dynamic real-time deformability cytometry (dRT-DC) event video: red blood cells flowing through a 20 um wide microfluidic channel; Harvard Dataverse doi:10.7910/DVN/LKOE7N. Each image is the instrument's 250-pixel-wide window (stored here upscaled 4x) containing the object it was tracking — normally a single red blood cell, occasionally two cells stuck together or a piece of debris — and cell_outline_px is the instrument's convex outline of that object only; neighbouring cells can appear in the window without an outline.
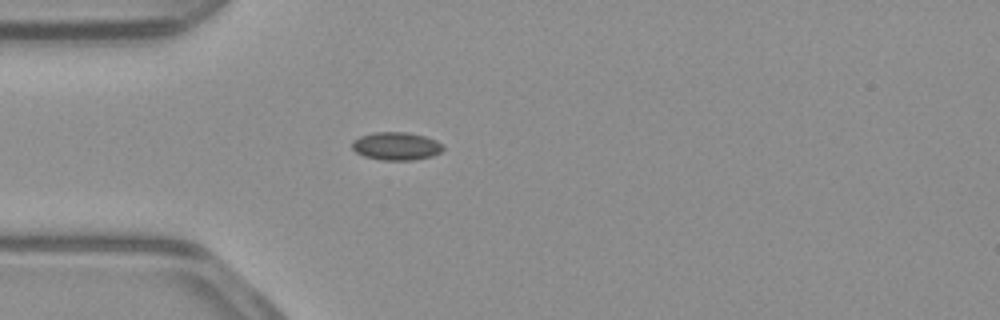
{"species": "common noctule bat (a hibernating species)", "species_latin": "Nyctalus noctula", "temperature_condition": "warm", "stored_images_in_passage": 39, "camera_frame_rate_fps": 3000, "um_per_image_px": 0.085, "animal": {"sex": "male", "body_mass_g": 23.1, "forearm_length_mm": 52.7}, "frame": {"image": 1, "passage_image": 1, "time_ms": 0.0, "image_size_px": [1000, 320], "cell_outline_px": [[444, 148], [440, 152], [432, 156], [412, 160], [380, 160], [364, 156], [356, 152], [352, 148], [352, 140], [360, 136], [372, 132], [408, 132], [424, 136], [436, 140], [444, 144]], "centroid_in_image_um": [33.68, 12.41], "position_along_channel_um": 51.3, "area_um2": 14.97}}
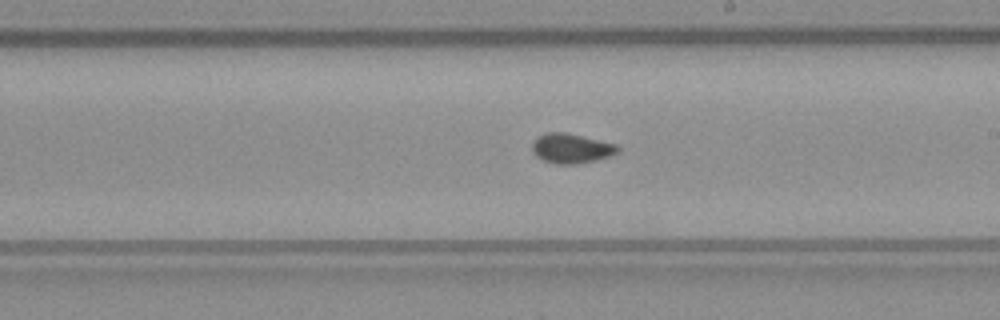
{"frame": {"image": 2, "passage_image": 16, "time_ms": 5.0, "image_size_px": [1000, 320], "cell_outline_px": [[620, 148], [616, 152], [608, 156], [596, 160], [576, 164], [556, 164], [544, 160], [536, 156], [532, 152], [532, 144], [536, 136], [544, 132], [564, 132], [616, 144]], "centroid_in_image_um": [48.5, 12.6], "position_along_channel_um": 240.5, "area_um2": 14.74}}
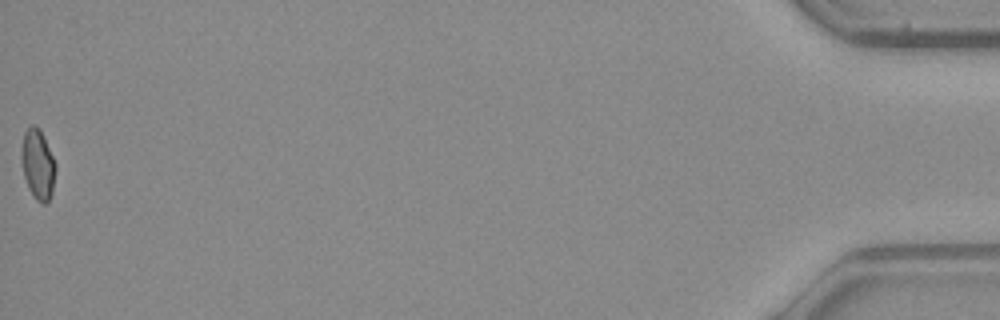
{"frame": {"image": 3, "passage_image": 39, "time_ms": 12.667, "image_size_px": [1000, 320], "cell_outline_px": [[56, 168], [52, 192], [48, 200], [44, 204], [36, 200], [28, 188], [24, 176], [20, 160], [20, 156], [24, 132], [32, 124], [40, 128], [56, 164]], "centroid_in_image_um": [3.2, 13.96], "position_along_channel_um": 432.0, "area_um2": 13.99}, "authors_computed_cell_mechanics": {"area_um2": 14.161, "velocity_mm_per_s": 3.9314, "shape_relaxation_time_tau1_ms": 5.2448, "shape_relaxation_time_tau2_ms": 1.1022, "deformation_change_tau1": 0.1095, "deformation_change_tau2": 0.0386}}